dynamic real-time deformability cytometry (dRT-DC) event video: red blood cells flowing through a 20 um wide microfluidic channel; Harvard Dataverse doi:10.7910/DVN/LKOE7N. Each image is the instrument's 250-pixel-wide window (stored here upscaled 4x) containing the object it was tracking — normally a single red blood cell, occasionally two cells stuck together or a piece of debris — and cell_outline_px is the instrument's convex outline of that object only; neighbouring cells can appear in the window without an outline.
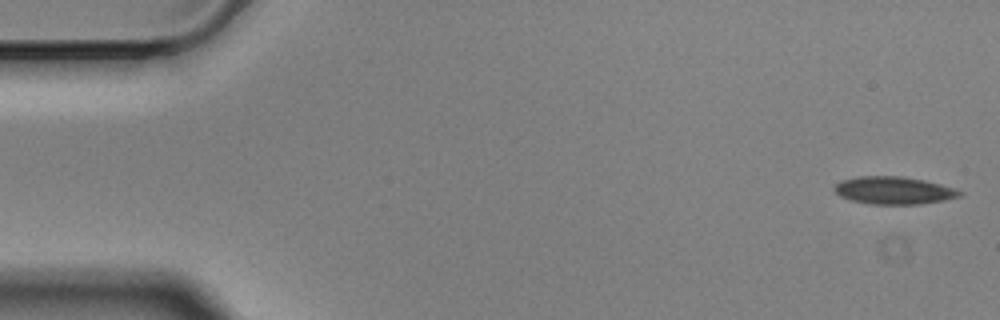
{"species": "Egyptian fruit bat (a non-hibernating species)", "species_latin": "Rousettus aegyptiacus", "temperature_condition": "cold", "stored_images_in_passage": 15, "camera_frame_rate_fps": 3000, "um_per_image_px": 0.085, "animal": {"sex": "male"}, "frame": {"image": 1, "passage_image": 1, "time_ms": 0.0, "image_size_px": [1000, 320], "cell_outline_px": [[964, 196], [944, 200], [920, 204], [872, 204], [852, 200], [840, 196], [832, 188], [840, 180], [860, 176], [900, 176], [924, 180], [956, 188], [964, 192]], "centroid_in_image_um": [76.01, 16.18], "position_along_channel_um": 9.0, "area_um2": 20.23}}
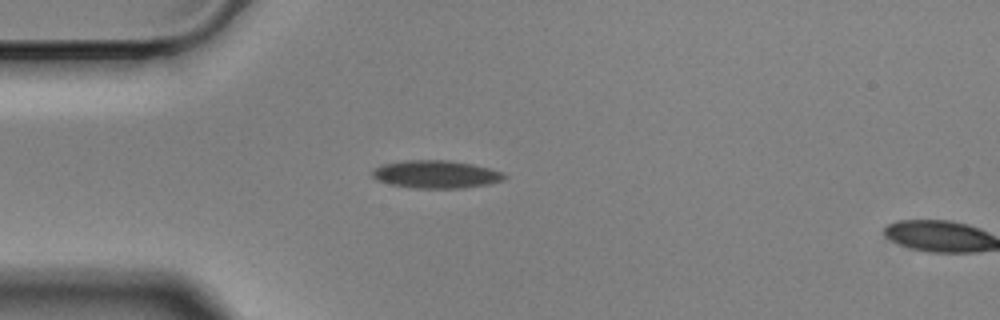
{"frame": {"image": 2, "passage_image": 14, "time_ms": 4.333, "image_size_px": [1000, 320], "cell_outline_px": [[508, 176], [504, 180], [488, 184], [460, 188], [416, 188], [392, 184], [376, 180], [372, 176], [372, 168], [380, 164], [404, 160], [448, 160], [472, 164], [504, 172]], "centroid_in_image_um": [37.04, 14.8], "position_along_channel_um": 48.0, "area_um2": 21.5}}